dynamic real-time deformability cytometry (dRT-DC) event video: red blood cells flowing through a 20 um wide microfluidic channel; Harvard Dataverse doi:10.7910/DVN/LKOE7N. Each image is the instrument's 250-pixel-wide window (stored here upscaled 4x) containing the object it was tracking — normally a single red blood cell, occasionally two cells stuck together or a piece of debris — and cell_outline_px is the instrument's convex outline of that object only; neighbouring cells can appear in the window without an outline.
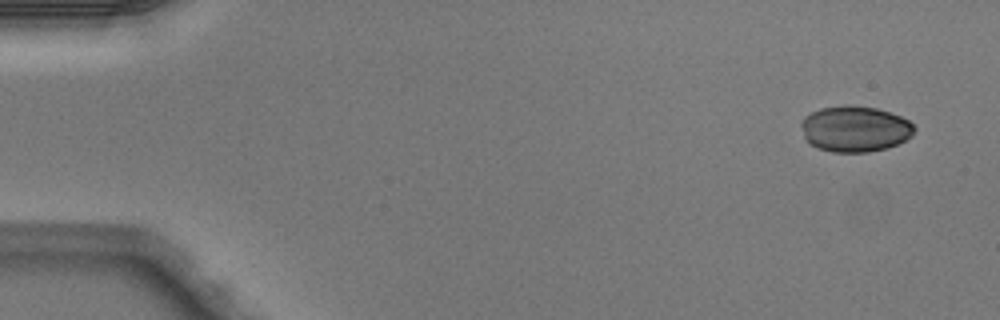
{"species": "Egyptian fruit bat (a non-hibernating species)", "species_latin": "Rousettus aegyptiacus", "temperature_condition": "warm", "stored_images_in_passage": 5, "camera_frame_rate_fps": 3000, "um_per_image_px": 0.085, "animal": {"sex": "male"}, "frame": {"image": 1, "passage_image": 1, "time_ms": 0.0, "image_size_px": [1000, 320], "cell_outline_px": [[916, 128], [912, 136], [896, 144], [884, 148], [868, 152], [832, 152], [820, 148], [812, 144], [804, 136], [800, 124], [804, 116], [820, 108], [848, 104], [852, 104], [876, 108], [900, 116], [908, 120]], "centroid_in_image_um": [72.66, 10.93], "position_along_channel_um": 12.3, "area_um2": 30.17}}
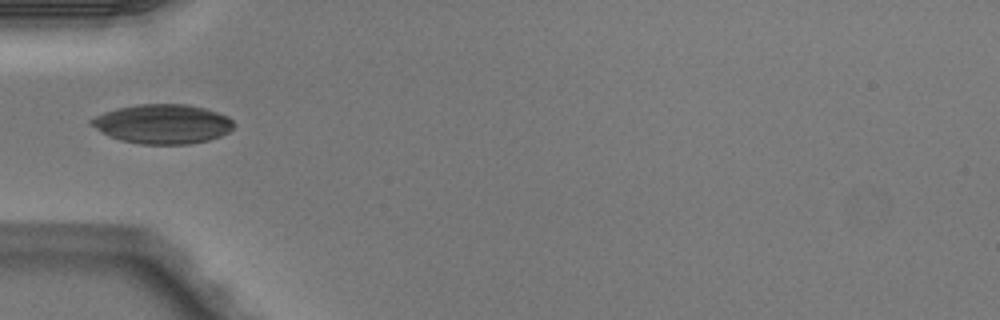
{"frame": {"image": 2, "passage_image": 4, "time_ms": 1.0, "image_size_px": [1000, 320], "cell_outline_px": [[236, 124], [228, 132], [220, 136], [208, 140], [188, 144], [140, 144], [120, 140], [108, 136], [100, 132], [88, 124], [88, 120], [104, 112], [116, 108], [140, 104], [188, 104], [204, 108], [228, 116]], "centroid_in_image_um": [13.79, 10.54], "position_along_channel_um": 71.2, "area_um2": 32.89}}
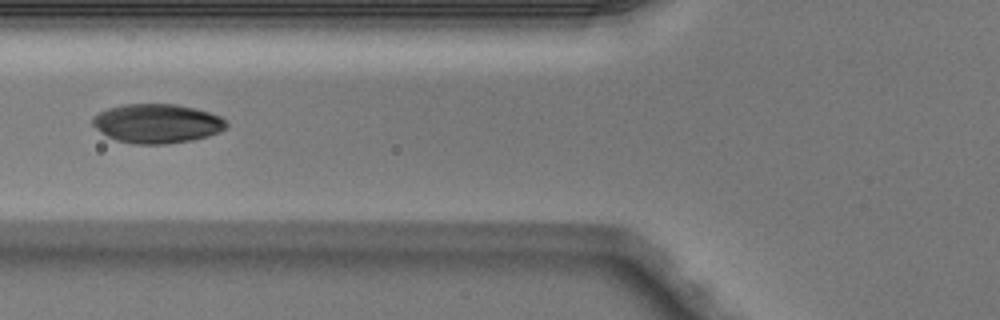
{"frame": {"image": 3, "passage_image": 5, "time_ms": 1.333, "image_size_px": [1000, 320], "cell_outline_px": [[228, 128], [220, 132], [208, 136], [192, 140], [164, 144], [136, 144], [116, 140], [100, 132], [92, 124], [92, 116], [108, 108], [124, 104], [176, 104], [196, 108], [220, 116], [228, 120]], "centroid_in_image_um": [13.38, 10.49], "position_along_channel_um": 112.4, "area_um2": 30.75}}